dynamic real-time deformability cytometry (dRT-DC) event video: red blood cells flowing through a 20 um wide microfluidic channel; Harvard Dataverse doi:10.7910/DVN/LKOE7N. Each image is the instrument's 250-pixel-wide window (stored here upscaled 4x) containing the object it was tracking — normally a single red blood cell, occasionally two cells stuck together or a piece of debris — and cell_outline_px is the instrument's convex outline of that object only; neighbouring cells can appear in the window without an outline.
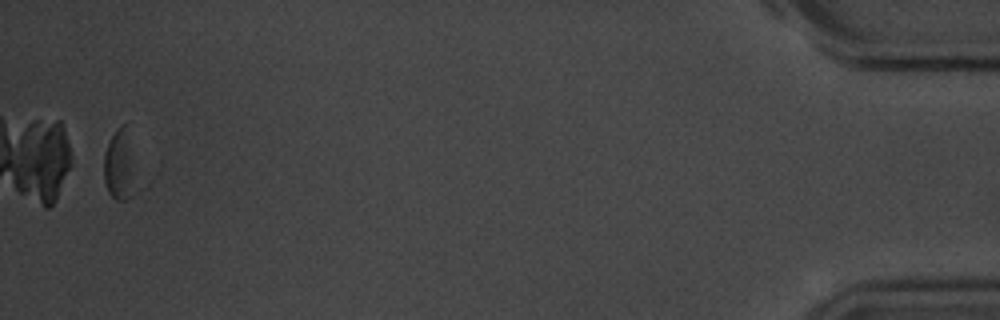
{"species": "common noctule bat (a hibernating species)", "species_latin": "Nyctalus noctula", "temperature_condition": "room temperature", "stored_images_in_passage": 38, "segment_of_instrument_passage": [2, 2], "camera_frame_rate_fps": 3000, "um_per_image_px": 0.085, "animal": {"sex": "male", "body_mass_g": 20.1, "forearm_length_mm": 53.5}, "frame": {"image": 1, "passage_image": 37, "time_ms": 12.0, "image_size_px": [1000, 320], "cell_outline_px": [[132, 196], [124, 200], [116, 200], [108, 192], [104, 180], [104, 152], [116, 128], [120, 124], [124, 124]], "centroid_in_image_um": [9.99, 14.12], "position_along_channel_um": 425.2, "area_um2": 11.1}}